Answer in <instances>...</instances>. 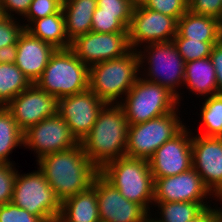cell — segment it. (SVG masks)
<instances>
[{"instance_id":"cell-18","label":"cell","mask_w":222,"mask_h":222,"mask_svg":"<svg viewBox=\"0 0 222 222\" xmlns=\"http://www.w3.org/2000/svg\"><path fill=\"white\" fill-rule=\"evenodd\" d=\"M213 197L204 185L201 176L193 169L154 180L153 202H204L206 196Z\"/></svg>"},{"instance_id":"cell-13","label":"cell","mask_w":222,"mask_h":222,"mask_svg":"<svg viewBox=\"0 0 222 222\" xmlns=\"http://www.w3.org/2000/svg\"><path fill=\"white\" fill-rule=\"evenodd\" d=\"M5 108L17 122L18 128L24 133L43 119L56 115L58 113V99L33 83L15 96Z\"/></svg>"},{"instance_id":"cell-37","label":"cell","mask_w":222,"mask_h":222,"mask_svg":"<svg viewBox=\"0 0 222 222\" xmlns=\"http://www.w3.org/2000/svg\"><path fill=\"white\" fill-rule=\"evenodd\" d=\"M188 10L193 14L222 20V0H188Z\"/></svg>"},{"instance_id":"cell-10","label":"cell","mask_w":222,"mask_h":222,"mask_svg":"<svg viewBox=\"0 0 222 222\" xmlns=\"http://www.w3.org/2000/svg\"><path fill=\"white\" fill-rule=\"evenodd\" d=\"M178 21L171 16L152 11L136 3L128 28L129 46L138 50L144 43L172 41L177 34ZM136 47V48H135Z\"/></svg>"},{"instance_id":"cell-5","label":"cell","mask_w":222,"mask_h":222,"mask_svg":"<svg viewBox=\"0 0 222 222\" xmlns=\"http://www.w3.org/2000/svg\"><path fill=\"white\" fill-rule=\"evenodd\" d=\"M57 99L89 89V67L70 49H56L34 83Z\"/></svg>"},{"instance_id":"cell-28","label":"cell","mask_w":222,"mask_h":222,"mask_svg":"<svg viewBox=\"0 0 222 222\" xmlns=\"http://www.w3.org/2000/svg\"><path fill=\"white\" fill-rule=\"evenodd\" d=\"M201 119L204 125L202 136L217 137L222 133V94L205 99L201 109Z\"/></svg>"},{"instance_id":"cell-32","label":"cell","mask_w":222,"mask_h":222,"mask_svg":"<svg viewBox=\"0 0 222 222\" xmlns=\"http://www.w3.org/2000/svg\"><path fill=\"white\" fill-rule=\"evenodd\" d=\"M91 32L128 33V29L118 20V14L99 13L97 7L92 17Z\"/></svg>"},{"instance_id":"cell-19","label":"cell","mask_w":222,"mask_h":222,"mask_svg":"<svg viewBox=\"0 0 222 222\" xmlns=\"http://www.w3.org/2000/svg\"><path fill=\"white\" fill-rule=\"evenodd\" d=\"M55 50L49 43L24 30L17 42L15 64L33 84L43 74Z\"/></svg>"},{"instance_id":"cell-47","label":"cell","mask_w":222,"mask_h":222,"mask_svg":"<svg viewBox=\"0 0 222 222\" xmlns=\"http://www.w3.org/2000/svg\"><path fill=\"white\" fill-rule=\"evenodd\" d=\"M135 4L136 3H141L142 2V0H132Z\"/></svg>"},{"instance_id":"cell-31","label":"cell","mask_w":222,"mask_h":222,"mask_svg":"<svg viewBox=\"0 0 222 222\" xmlns=\"http://www.w3.org/2000/svg\"><path fill=\"white\" fill-rule=\"evenodd\" d=\"M141 4L152 11L174 17L177 21L188 11V0H142Z\"/></svg>"},{"instance_id":"cell-43","label":"cell","mask_w":222,"mask_h":222,"mask_svg":"<svg viewBox=\"0 0 222 222\" xmlns=\"http://www.w3.org/2000/svg\"><path fill=\"white\" fill-rule=\"evenodd\" d=\"M42 222H61V221H60L59 217H56V218H52V219L45 220V221H42Z\"/></svg>"},{"instance_id":"cell-27","label":"cell","mask_w":222,"mask_h":222,"mask_svg":"<svg viewBox=\"0 0 222 222\" xmlns=\"http://www.w3.org/2000/svg\"><path fill=\"white\" fill-rule=\"evenodd\" d=\"M159 207L160 217L152 218L154 222H188L199 215L205 208L211 206L205 203L193 202H154Z\"/></svg>"},{"instance_id":"cell-2","label":"cell","mask_w":222,"mask_h":222,"mask_svg":"<svg viewBox=\"0 0 222 222\" xmlns=\"http://www.w3.org/2000/svg\"><path fill=\"white\" fill-rule=\"evenodd\" d=\"M129 124L119 104H105L81 145L100 170L106 163L125 156Z\"/></svg>"},{"instance_id":"cell-41","label":"cell","mask_w":222,"mask_h":222,"mask_svg":"<svg viewBox=\"0 0 222 222\" xmlns=\"http://www.w3.org/2000/svg\"><path fill=\"white\" fill-rule=\"evenodd\" d=\"M17 55V44L0 48V63H15Z\"/></svg>"},{"instance_id":"cell-20","label":"cell","mask_w":222,"mask_h":222,"mask_svg":"<svg viewBox=\"0 0 222 222\" xmlns=\"http://www.w3.org/2000/svg\"><path fill=\"white\" fill-rule=\"evenodd\" d=\"M61 222H100L96 189L91 185L61 202Z\"/></svg>"},{"instance_id":"cell-4","label":"cell","mask_w":222,"mask_h":222,"mask_svg":"<svg viewBox=\"0 0 222 222\" xmlns=\"http://www.w3.org/2000/svg\"><path fill=\"white\" fill-rule=\"evenodd\" d=\"M99 173L129 201L141 205L149 214L154 197V178L149 160L123 156L106 163Z\"/></svg>"},{"instance_id":"cell-44","label":"cell","mask_w":222,"mask_h":222,"mask_svg":"<svg viewBox=\"0 0 222 222\" xmlns=\"http://www.w3.org/2000/svg\"><path fill=\"white\" fill-rule=\"evenodd\" d=\"M216 138L219 140V142H220L221 145H222V133L219 134Z\"/></svg>"},{"instance_id":"cell-8","label":"cell","mask_w":222,"mask_h":222,"mask_svg":"<svg viewBox=\"0 0 222 222\" xmlns=\"http://www.w3.org/2000/svg\"><path fill=\"white\" fill-rule=\"evenodd\" d=\"M144 51L138 49L140 67L147 60L149 65L146 69L147 73L145 75V80L159 84L163 87L168 88L172 93L177 96L178 101H180V94L177 92V87L184 83V73H185V61L182 56L178 53L176 46L173 41L159 42L146 44ZM148 55H146V54Z\"/></svg>"},{"instance_id":"cell-12","label":"cell","mask_w":222,"mask_h":222,"mask_svg":"<svg viewBox=\"0 0 222 222\" xmlns=\"http://www.w3.org/2000/svg\"><path fill=\"white\" fill-rule=\"evenodd\" d=\"M70 49L88 67L120 58L131 50L128 33L97 32L77 37L71 42Z\"/></svg>"},{"instance_id":"cell-9","label":"cell","mask_w":222,"mask_h":222,"mask_svg":"<svg viewBox=\"0 0 222 222\" xmlns=\"http://www.w3.org/2000/svg\"><path fill=\"white\" fill-rule=\"evenodd\" d=\"M11 202L43 221L59 217L61 211V201L39 169L27 174L17 171Z\"/></svg>"},{"instance_id":"cell-1","label":"cell","mask_w":222,"mask_h":222,"mask_svg":"<svg viewBox=\"0 0 222 222\" xmlns=\"http://www.w3.org/2000/svg\"><path fill=\"white\" fill-rule=\"evenodd\" d=\"M37 165L61 202L87 190L99 173L85 155L81 143L71 149L45 155L37 160Z\"/></svg>"},{"instance_id":"cell-15","label":"cell","mask_w":222,"mask_h":222,"mask_svg":"<svg viewBox=\"0 0 222 222\" xmlns=\"http://www.w3.org/2000/svg\"><path fill=\"white\" fill-rule=\"evenodd\" d=\"M92 186L96 189L100 222H144L151 217L139 204L126 199L98 173Z\"/></svg>"},{"instance_id":"cell-11","label":"cell","mask_w":222,"mask_h":222,"mask_svg":"<svg viewBox=\"0 0 222 222\" xmlns=\"http://www.w3.org/2000/svg\"><path fill=\"white\" fill-rule=\"evenodd\" d=\"M79 142L70 128L57 113L43 119L23 133V146L36 152L37 160L45 155L65 151L77 146Z\"/></svg>"},{"instance_id":"cell-25","label":"cell","mask_w":222,"mask_h":222,"mask_svg":"<svg viewBox=\"0 0 222 222\" xmlns=\"http://www.w3.org/2000/svg\"><path fill=\"white\" fill-rule=\"evenodd\" d=\"M31 84L15 63H0V106L5 107Z\"/></svg>"},{"instance_id":"cell-46","label":"cell","mask_w":222,"mask_h":222,"mask_svg":"<svg viewBox=\"0 0 222 222\" xmlns=\"http://www.w3.org/2000/svg\"><path fill=\"white\" fill-rule=\"evenodd\" d=\"M144 222H154L152 218H147Z\"/></svg>"},{"instance_id":"cell-42","label":"cell","mask_w":222,"mask_h":222,"mask_svg":"<svg viewBox=\"0 0 222 222\" xmlns=\"http://www.w3.org/2000/svg\"><path fill=\"white\" fill-rule=\"evenodd\" d=\"M219 43L222 44V20L220 21L219 25Z\"/></svg>"},{"instance_id":"cell-21","label":"cell","mask_w":222,"mask_h":222,"mask_svg":"<svg viewBox=\"0 0 222 222\" xmlns=\"http://www.w3.org/2000/svg\"><path fill=\"white\" fill-rule=\"evenodd\" d=\"M184 85L192 93L210 97L217 95L216 71L210 57L185 63Z\"/></svg>"},{"instance_id":"cell-34","label":"cell","mask_w":222,"mask_h":222,"mask_svg":"<svg viewBox=\"0 0 222 222\" xmlns=\"http://www.w3.org/2000/svg\"><path fill=\"white\" fill-rule=\"evenodd\" d=\"M15 19L18 18L5 15L0 16V48L17 44L20 35L25 30L24 24H20V22Z\"/></svg>"},{"instance_id":"cell-29","label":"cell","mask_w":222,"mask_h":222,"mask_svg":"<svg viewBox=\"0 0 222 222\" xmlns=\"http://www.w3.org/2000/svg\"><path fill=\"white\" fill-rule=\"evenodd\" d=\"M172 41L186 63L210 57L213 46L218 43L202 42V40H191L188 38H173Z\"/></svg>"},{"instance_id":"cell-45","label":"cell","mask_w":222,"mask_h":222,"mask_svg":"<svg viewBox=\"0 0 222 222\" xmlns=\"http://www.w3.org/2000/svg\"><path fill=\"white\" fill-rule=\"evenodd\" d=\"M218 210H219V215H220V222H222V209H220L219 207Z\"/></svg>"},{"instance_id":"cell-6","label":"cell","mask_w":222,"mask_h":222,"mask_svg":"<svg viewBox=\"0 0 222 222\" xmlns=\"http://www.w3.org/2000/svg\"><path fill=\"white\" fill-rule=\"evenodd\" d=\"M179 103L177 96L168 88L139 76L119 105L128 124L135 125L179 110L176 107Z\"/></svg>"},{"instance_id":"cell-16","label":"cell","mask_w":222,"mask_h":222,"mask_svg":"<svg viewBox=\"0 0 222 222\" xmlns=\"http://www.w3.org/2000/svg\"><path fill=\"white\" fill-rule=\"evenodd\" d=\"M189 130L184 127L149 159L154 180L174 176L192 168V133Z\"/></svg>"},{"instance_id":"cell-35","label":"cell","mask_w":222,"mask_h":222,"mask_svg":"<svg viewBox=\"0 0 222 222\" xmlns=\"http://www.w3.org/2000/svg\"><path fill=\"white\" fill-rule=\"evenodd\" d=\"M13 164L0 163V206L12 201L14 181L17 174Z\"/></svg>"},{"instance_id":"cell-23","label":"cell","mask_w":222,"mask_h":222,"mask_svg":"<svg viewBox=\"0 0 222 222\" xmlns=\"http://www.w3.org/2000/svg\"><path fill=\"white\" fill-rule=\"evenodd\" d=\"M220 20L191 13L189 10L178 20L177 34L174 38L219 42Z\"/></svg>"},{"instance_id":"cell-38","label":"cell","mask_w":222,"mask_h":222,"mask_svg":"<svg viewBox=\"0 0 222 222\" xmlns=\"http://www.w3.org/2000/svg\"><path fill=\"white\" fill-rule=\"evenodd\" d=\"M32 1L33 0H0L1 15L14 18L13 16L15 14L13 13L15 12L21 17H24Z\"/></svg>"},{"instance_id":"cell-26","label":"cell","mask_w":222,"mask_h":222,"mask_svg":"<svg viewBox=\"0 0 222 222\" xmlns=\"http://www.w3.org/2000/svg\"><path fill=\"white\" fill-rule=\"evenodd\" d=\"M23 145V132L10 112L0 106V163L14 164L8 156L18 146Z\"/></svg>"},{"instance_id":"cell-14","label":"cell","mask_w":222,"mask_h":222,"mask_svg":"<svg viewBox=\"0 0 222 222\" xmlns=\"http://www.w3.org/2000/svg\"><path fill=\"white\" fill-rule=\"evenodd\" d=\"M105 103L90 89L58 99V114L80 143L89 134Z\"/></svg>"},{"instance_id":"cell-7","label":"cell","mask_w":222,"mask_h":222,"mask_svg":"<svg viewBox=\"0 0 222 222\" xmlns=\"http://www.w3.org/2000/svg\"><path fill=\"white\" fill-rule=\"evenodd\" d=\"M177 111L129 125L125 155L149 160L159 147L185 127Z\"/></svg>"},{"instance_id":"cell-24","label":"cell","mask_w":222,"mask_h":222,"mask_svg":"<svg viewBox=\"0 0 222 222\" xmlns=\"http://www.w3.org/2000/svg\"><path fill=\"white\" fill-rule=\"evenodd\" d=\"M25 30L55 49H68L71 46L66 35L65 16L62 9L53 15L34 20Z\"/></svg>"},{"instance_id":"cell-40","label":"cell","mask_w":222,"mask_h":222,"mask_svg":"<svg viewBox=\"0 0 222 222\" xmlns=\"http://www.w3.org/2000/svg\"><path fill=\"white\" fill-rule=\"evenodd\" d=\"M188 222H220L219 210L209 206Z\"/></svg>"},{"instance_id":"cell-33","label":"cell","mask_w":222,"mask_h":222,"mask_svg":"<svg viewBox=\"0 0 222 222\" xmlns=\"http://www.w3.org/2000/svg\"><path fill=\"white\" fill-rule=\"evenodd\" d=\"M63 0H33L30 4L25 20V29L36 19L58 13L62 9Z\"/></svg>"},{"instance_id":"cell-30","label":"cell","mask_w":222,"mask_h":222,"mask_svg":"<svg viewBox=\"0 0 222 222\" xmlns=\"http://www.w3.org/2000/svg\"><path fill=\"white\" fill-rule=\"evenodd\" d=\"M135 3L132 0H97L99 13L118 14V20L128 29Z\"/></svg>"},{"instance_id":"cell-36","label":"cell","mask_w":222,"mask_h":222,"mask_svg":"<svg viewBox=\"0 0 222 222\" xmlns=\"http://www.w3.org/2000/svg\"><path fill=\"white\" fill-rule=\"evenodd\" d=\"M39 216L30 214L12 202L0 206V222H42Z\"/></svg>"},{"instance_id":"cell-17","label":"cell","mask_w":222,"mask_h":222,"mask_svg":"<svg viewBox=\"0 0 222 222\" xmlns=\"http://www.w3.org/2000/svg\"><path fill=\"white\" fill-rule=\"evenodd\" d=\"M192 168L217 201H222V145L216 137L192 135Z\"/></svg>"},{"instance_id":"cell-22","label":"cell","mask_w":222,"mask_h":222,"mask_svg":"<svg viewBox=\"0 0 222 222\" xmlns=\"http://www.w3.org/2000/svg\"><path fill=\"white\" fill-rule=\"evenodd\" d=\"M97 0H63L66 35L70 42L91 32L93 13Z\"/></svg>"},{"instance_id":"cell-39","label":"cell","mask_w":222,"mask_h":222,"mask_svg":"<svg viewBox=\"0 0 222 222\" xmlns=\"http://www.w3.org/2000/svg\"><path fill=\"white\" fill-rule=\"evenodd\" d=\"M211 61L216 71L218 93L222 94V44L216 43L210 54Z\"/></svg>"},{"instance_id":"cell-3","label":"cell","mask_w":222,"mask_h":222,"mask_svg":"<svg viewBox=\"0 0 222 222\" xmlns=\"http://www.w3.org/2000/svg\"><path fill=\"white\" fill-rule=\"evenodd\" d=\"M140 69L139 54L131 49L120 58L89 67V89L105 104H119L124 98L121 95L126 96L135 84Z\"/></svg>"}]
</instances>
